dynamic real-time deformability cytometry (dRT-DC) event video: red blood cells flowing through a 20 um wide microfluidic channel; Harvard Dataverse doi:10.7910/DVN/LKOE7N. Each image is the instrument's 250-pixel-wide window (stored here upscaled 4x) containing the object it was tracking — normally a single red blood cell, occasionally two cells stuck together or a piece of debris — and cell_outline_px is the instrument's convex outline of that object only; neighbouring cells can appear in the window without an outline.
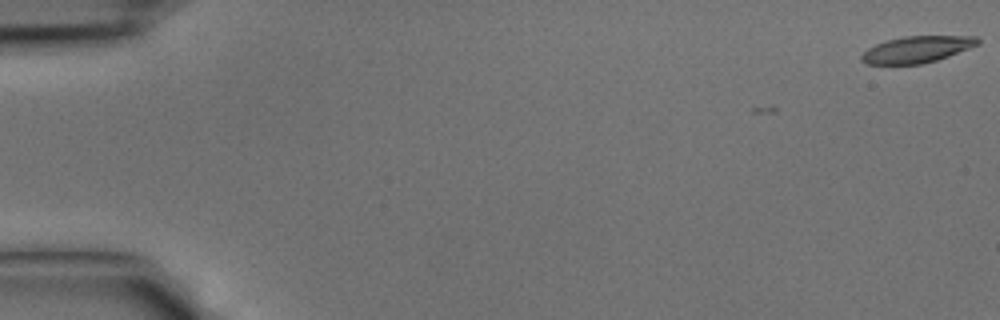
{"species": "common noctule bat (a hibernating species)", "species_latin": "Nyctalus noctula", "temperature_condition": "cold", "stored_images_in_passage": 2, "camera_frame_rate_fps": 3000, "um_per_image_px": 0.085, "animal": {"sex": "male", "body_mass_g": 15.6}, "frame": {"image": 1, "passage_image": 2, "time_ms": 0.333, "image_size_px": [1000, 320], "cell_outline_px": [[980, 44], [948, 56], [936, 60], [920, 64], [868, 64], [860, 60], [860, 56], [868, 48], [876, 44], [888, 40], [904, 36], [976, 36], [980, 40]], "centroid_in_image_um": [77.94, 4.2], "position_along_channel_um": 7.1, "area_um2": 17.86}}